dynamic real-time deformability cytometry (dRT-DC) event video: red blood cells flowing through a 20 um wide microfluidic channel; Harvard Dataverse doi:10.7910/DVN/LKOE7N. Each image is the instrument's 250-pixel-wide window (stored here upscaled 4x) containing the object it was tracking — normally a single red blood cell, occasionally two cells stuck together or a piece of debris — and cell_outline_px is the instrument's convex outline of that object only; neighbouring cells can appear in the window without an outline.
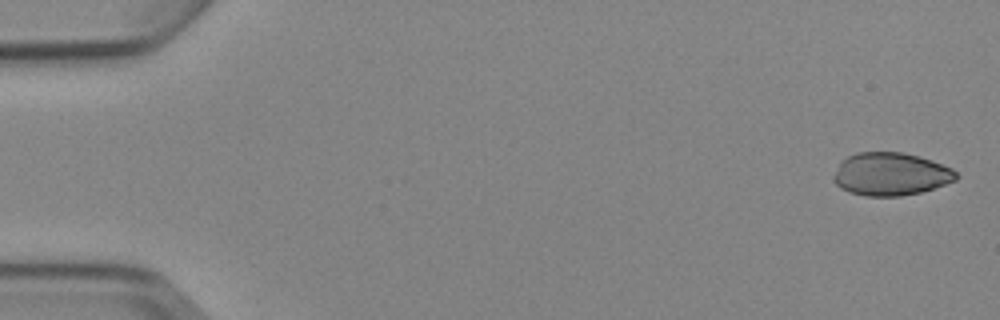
{"species": "Egyptian fruit bat (a non-hibernating species)", "species_latin": "Rousettus aegyptiacus", "temperature_condition": "cold", "stored_images_in_passage": 6, "camera_frame_rate_fps": 3000, "um_per_image_px": 0.085, "animal": {"sex": "female"}, "frame": {"image": 1, "passage_image": 1, "time_ms": 0.0, "image_size_px": [1000, 320], "cell_outline_px": [[960, 176], [956, 180], [920, 192], [900, 196], [864, 196], [848, 192], [840, 188], [832, 180], [832, 176], [840, 160], [856, 152], [904, 152], [920, 156], [952, 168]], "centroid_in_image_um": [75.66, 14.79], "position_along_channel_um": 9.3, "area_um2": 30.92}}
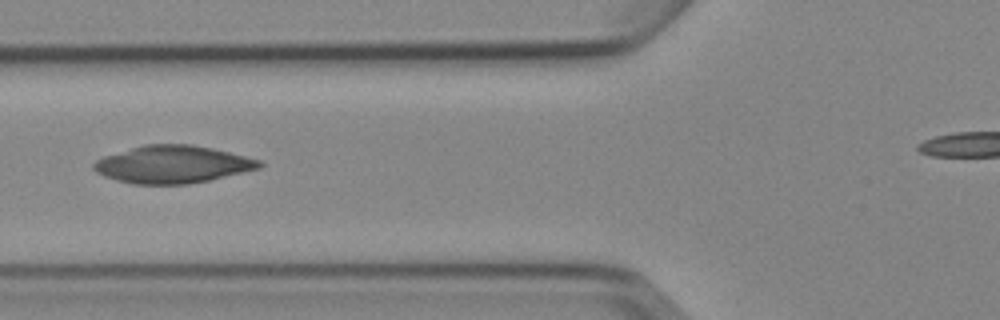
{"frame": {"image": 2, "passage_image": 6, "time_ms": 6.333, "image_size_px": [1000, 320], "cell_outline_px": [[264, 164], [260, 168], [208, 180], [188, 184], [132, 184], [116, 180], [104, 176], [96, 172], [92, 168], [92, 164], [96, 160], [104, 156], [144, 144], [192, 144], [212, 148], [260, 160]], "centroid_in_image_um": [14.64, 13.97], "position_along_channel_um": 111.2, "area_um2": 36.07}}